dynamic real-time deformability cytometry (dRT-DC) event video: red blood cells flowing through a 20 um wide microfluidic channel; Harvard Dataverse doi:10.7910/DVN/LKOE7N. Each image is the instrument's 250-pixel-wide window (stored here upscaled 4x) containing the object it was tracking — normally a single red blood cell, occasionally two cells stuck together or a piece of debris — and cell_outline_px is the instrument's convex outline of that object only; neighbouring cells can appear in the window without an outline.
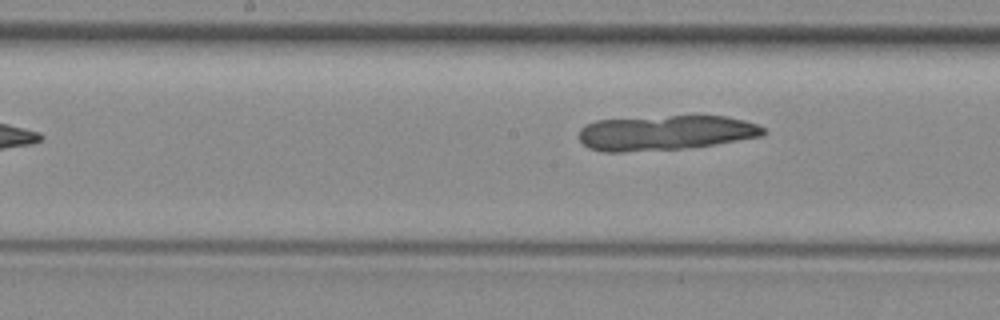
{"species": "common noctule bat (a hibernating species)", "species_latin": "Nyctalus noctula", "temperature_condition": "room temperature", "stored_images_in_passage": 7, "camera_frame_rate_fps": 3000, "um_per_image_px": 0.085, "animal": {"sex": "female", "body_mass_g": 29.2, "forearm_length_mm": 56.3}, "frame": {"image": 1, "passage_image": 7, "time_ms": 7.0, "image_size_px": [1000, 320], "cell_outline_px": [[768, 132], [760, 136], [692, 148], [620, 152], [604, 152], [588, 148], [580, 140], [580, 128], [596, 120], [668, 116], [724, 116], [744, 120], [756, 124], [764, 128]], "centroid_in_image_um": [56.55, 11.29], "position_along_channel_um": 191.6, "area_um2": 37.45}}